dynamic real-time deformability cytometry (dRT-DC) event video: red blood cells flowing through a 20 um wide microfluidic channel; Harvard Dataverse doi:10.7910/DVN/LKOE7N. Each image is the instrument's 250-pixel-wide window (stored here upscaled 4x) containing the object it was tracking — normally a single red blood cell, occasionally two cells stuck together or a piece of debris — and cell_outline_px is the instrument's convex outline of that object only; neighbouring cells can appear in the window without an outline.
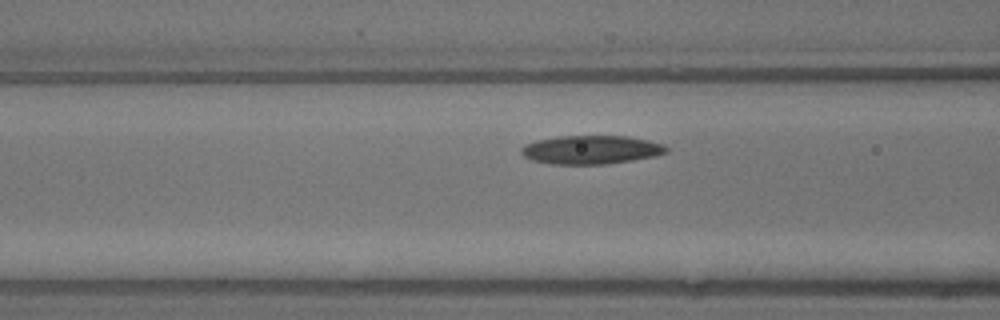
{"species": "common noctule bat (a hibernating species)", "species_latin": "Nyctalus noctula", "temperature_condition": "warm", "stored_images_in_passage": 6, "segment_of_instrument_passage": [2, 2], "camera_frame_rate_fps": 3000, "um_per_image_px": 0.085, "animal": {"sex": "male", "body_mass_g": 13.3}, "frame": {"image": 1, "passage_image": 6, "time_ms": 1.667, "image_size_px": [1000, 320], "cell_outline_px": [[668, 152], [656, 156], [608, 164], [548, 164], [532, 160], [524, 156], [520, 152], [520, 148], [524, 144], [536, 140], [556, 136], [628, 136], [648, 140], [664, 144], [668, 148]], "centroid_in_image_um": [50.23, 12.73], "position_along_channel_um": 116.4, "area_um2": 24.45}}